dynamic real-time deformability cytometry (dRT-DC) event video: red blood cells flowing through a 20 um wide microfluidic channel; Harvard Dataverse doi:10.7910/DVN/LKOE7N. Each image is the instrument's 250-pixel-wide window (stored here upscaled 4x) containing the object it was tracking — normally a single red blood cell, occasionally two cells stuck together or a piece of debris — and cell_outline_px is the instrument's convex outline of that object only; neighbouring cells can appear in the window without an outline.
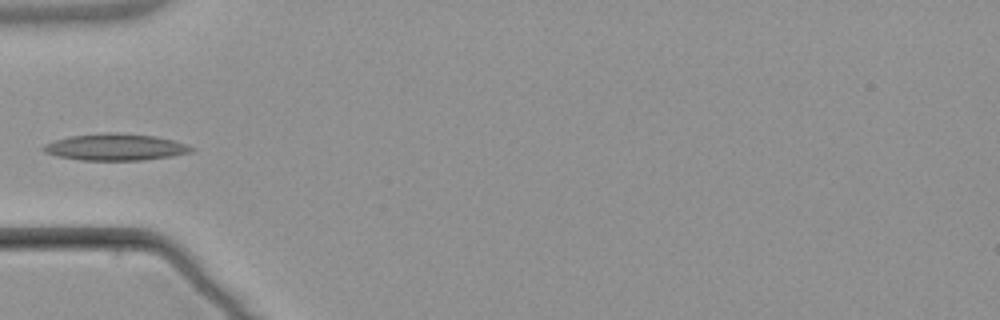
{"species": "common noctule bat (a hibernating species)", "species_latin": "Nyctalus noctula", "temperature_condition": "warm", "stored_images_in_passage": 6, "camera_frame_rate_fps": 3000, "um_per_image_px": 0.085, "animal": {"sex": "male", "body_mass_g": 21.5, "forearm_length_mm": 52.0}, "frame": {"image": 1, "passage_image": 5, "time_ms": 5.333, "image_size_px": [1000, 320], "cell_outline_px": [[196, 148], [192, 152], [172, 156], [144, 160], [80, 160], [56, 156], [44, 152], [40, 148], [44, 144], [68, 136], [104, 132], [116, 132], [156, 136], [188, 144]], "centroid_in_image_um": [9.81, 12.5], "position_along_channel_um": 75.2, "area_um2": 23.29}}
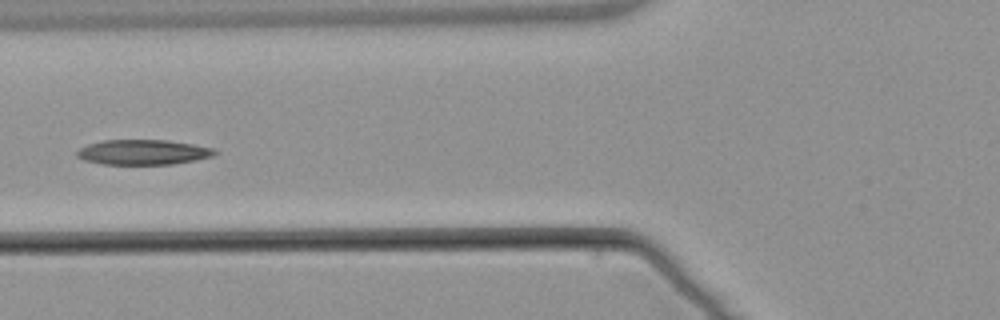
{"frame": {"image": 2, "passage_image": 6, "time_ms": 6.333, "image_size_px": [1000, 320], "cell_outline_px": [[220, 152], [212, 156], [196, 160], [172, 164], [104, 164], [84, 160], [76, 156], [76, 152], [80, 148], [88, 144], [100, 140], [168, 140], [192, 144], [212, 148]], "centroid_in_image_um": [12.16, 12.93], "position_along_channel_um": 113.6, "area_um2": 20.11}}